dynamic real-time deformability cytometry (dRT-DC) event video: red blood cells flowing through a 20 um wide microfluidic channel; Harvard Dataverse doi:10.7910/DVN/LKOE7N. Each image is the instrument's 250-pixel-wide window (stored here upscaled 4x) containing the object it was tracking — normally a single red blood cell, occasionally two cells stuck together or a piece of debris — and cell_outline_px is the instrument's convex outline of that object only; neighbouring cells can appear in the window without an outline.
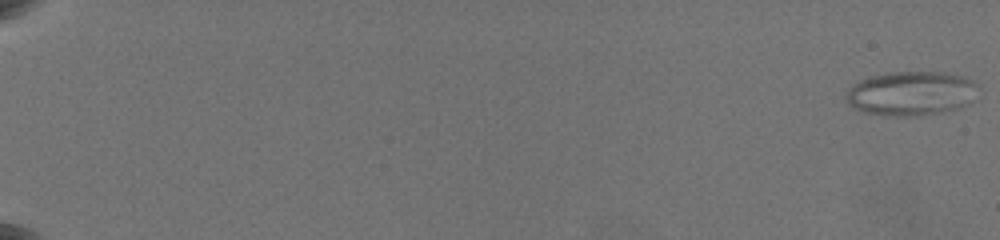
{"species": "common noctule bat (a hibernating species)", "species_latin": "Nyctalus noctula", "temperature_condition": "warm", "stored_images_in_passage": 33, "camera_frame_rate_fps": 3000, "um_per_image_px": 0.085, "animal": {"sex": "female", "body_mass_g": 19.5, "forearm_length_mm": 54.1}, "frame": {"image": 1, "passage_image": 1, "time_ms": 0.0, "image_size_px": [1000, 240], "cell_outline_px": [[980, 88], [972, 104], [960, 108], [944, 112], [920, 116], [884, 116], [860, 112], [848, 104], [844, 100], [844, 96], [848, 88], [852, 84], [868, 76], [892, 72], [944, 72], [960, 76], [972, 80], [980, 84]], "centroid_in_image_um": [77.46, 7.96], "position_along_channel_um": 7.5, "area_um2": 35.14}}
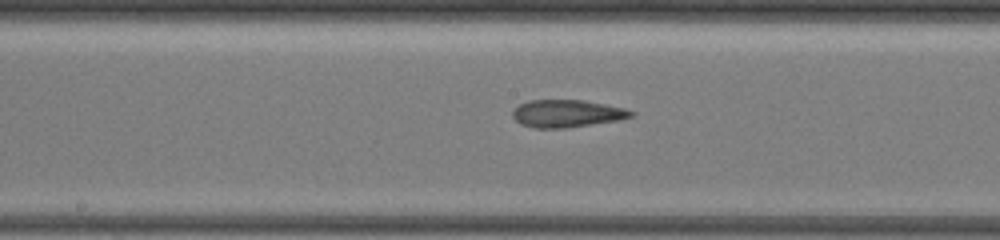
{"frame": {"image": 2, "passage_image": 20, "time_ms": 12.0, "image_size_px": [1000, 240], "cell_outline_px": [[636, 112], [632, 116], [616, 120], [568, 128], [532, 128], [520, 124], [512, 116], [512, 112], [520, 104], [528, 100], [584, 100], [624, 108]], "centroid_in_image_um": [48.15, 9.65], "position_along_channel_um": 200.0, "area_um2": 18.9}}
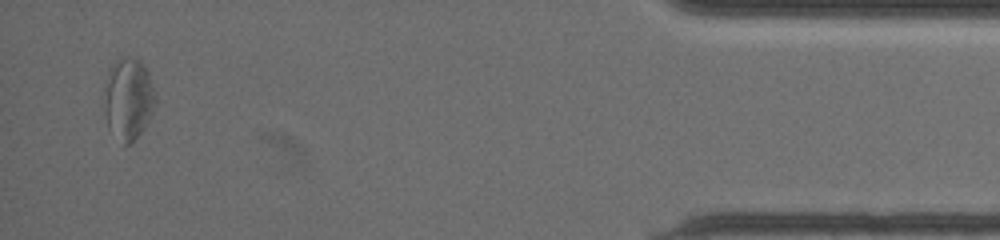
{"frame": {"image": 3, "passage_image": 33, "time_ms": 20.0, "image_size_px": [1000, 240], "cell_outline_px": [[156, 104], [144, 128], [128, 144], [124, 144], [108, 128], [104, 108], [104, 100], [112, 68], [116, 60], [120, 56], [128, 56], [140, 60], [148, 72], [156, 96]], "centroid_in_image_um": [10.94, 8.39], "position_along_channel_um": 424.3, "area_um2": 23.76}, "authors_computed_cell_mechanics": {"area_um2": 21.5016, "velocity_mm_per_s": 3.5762, "shape_relaxation_time_tau1_ms": null, "shape_relaxation_time_tau2_ms": 2.5877, "deformation_change_tau1": null, "deformation_change_tau2": 0.1334}}